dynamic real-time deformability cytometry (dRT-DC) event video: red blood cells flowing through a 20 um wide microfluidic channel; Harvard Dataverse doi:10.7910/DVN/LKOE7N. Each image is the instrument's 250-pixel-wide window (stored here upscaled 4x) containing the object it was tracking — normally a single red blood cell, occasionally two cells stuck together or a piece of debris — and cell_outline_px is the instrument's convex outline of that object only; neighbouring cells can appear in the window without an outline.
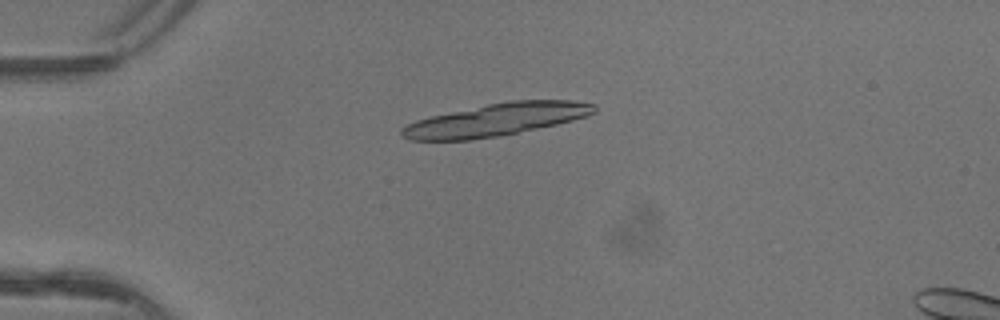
{"species": "common noctule bat (a hibernating species)", "species_latin": "Nyctalus noctula", "temperature_condition": "warm", "stored_images_in_passage": 4, "camera_frame_rate_fps": 3000, "um_per_image_px": 0.085, "animal": {"sex": "female"}, "frame": {"image": 1, "passage_image": 4, "time_ms": 1.0, "image_size_px": [1000, 320], "cell_outline_px": [[596, 112], [588, 116], [556, 124], [500, 136], [472, 140], [408, 140], [400, 136], [400, 128], [416, 120], [432, 116], [488, 104], [512, 100], [572, 100], [596, 104]], "centroid_in_image_um": [42.17, 10.18], "position_along_channel_um": 42.8, "area_um2": 36.36}}